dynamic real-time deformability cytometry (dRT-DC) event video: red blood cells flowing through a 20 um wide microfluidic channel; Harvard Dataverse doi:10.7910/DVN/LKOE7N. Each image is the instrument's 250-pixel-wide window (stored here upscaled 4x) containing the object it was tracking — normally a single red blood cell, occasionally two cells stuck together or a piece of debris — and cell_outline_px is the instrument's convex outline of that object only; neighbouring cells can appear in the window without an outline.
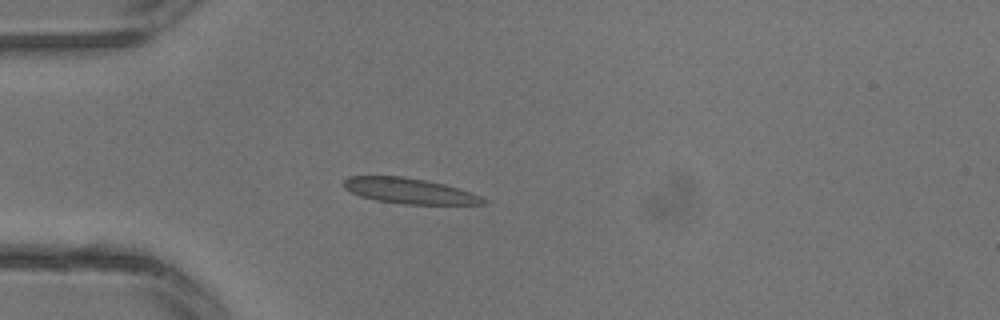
{"species": "common noctule bat (a hibernating species)", "species_latin": "Nyctalus noctula", "temperature_condition": "warm", "stored_images_in_passage": 3, "camera_frame_rate_fps": 3000, "um_per_image_px": 0.085, "animal": {"sex": "male", "body_mass_g": 13.3}, "frame": {"image": 1, "passage_image": 3, "time_ms": 0.667, "image_size_px": [1000, 320], "cell_outline_px": [[492, 204], [404, 204], [376, 200], [360, 196], [344, 188], [344, 180], [348, 176], [400, 176], [424, 180], [444, 184], [480, 196], [488, 200]], "centroid_in_image_um": [34.8, 16.23], "position_along_channel_um": 50.2, "area_um2": 20.52}}